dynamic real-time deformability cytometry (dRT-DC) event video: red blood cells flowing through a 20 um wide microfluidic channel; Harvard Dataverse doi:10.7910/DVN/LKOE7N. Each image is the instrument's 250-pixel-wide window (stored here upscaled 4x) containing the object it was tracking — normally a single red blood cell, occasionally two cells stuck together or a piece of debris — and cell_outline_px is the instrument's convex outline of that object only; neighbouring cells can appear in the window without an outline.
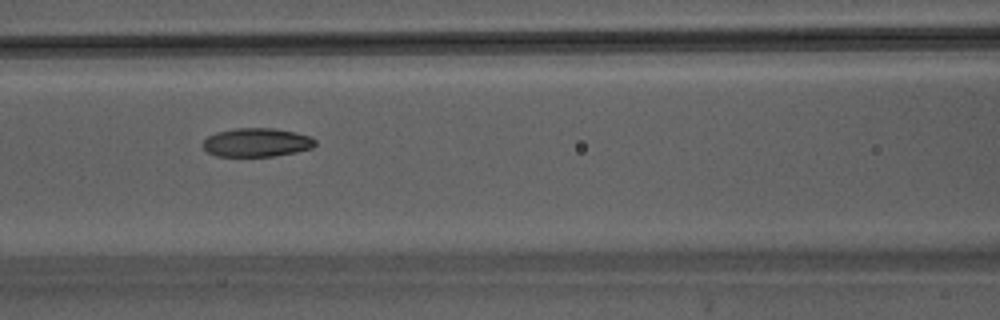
{"species": "Egyptian fruit bat (a non-hibernating species)", "species_latin": "Rousettus aegyptiacus", "temperature_condition": "warm", "stored_images_in_passage": 19, "camera_frame_rate_fps": 3000, "um_per_image_px": 0.085, "animal": {"sex": "male"}, "frame": {"image": 1, "passage_image": 8, "time_ms": 2.333, "image_size_px": [1000, 320], "cell_outline_px": [[316, 144], [312, 148], [296, 152], [272, 156], [216, 156], [208, 152], [204, 148], [204, 140], [208, 136], [216, 132], [236, 128], [272, 128], [312, 136], [316, 140]], "centroid_in_image_um": [21.83, 12.11], "position_along_channel_um": 144.8, "area_um2": 18.67}}
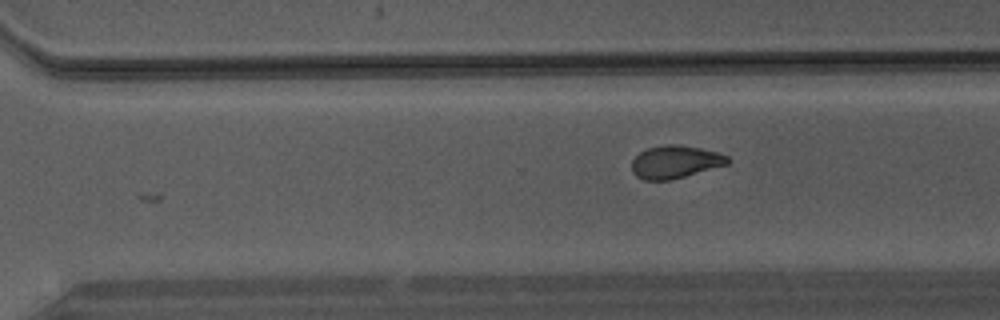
{"frame": {"image": 2, "passage_image": 19, "time_ms": 6.0, "image_size_px": [1000, 320], "cell_outline_px": [[732, 160], [728, 164], [684, 176], [668, 180], [644, 180], [636, 176], [632, 172], [632, 160], [640, 152], [648, 148], [668, 144], [676, 144], [700, 148], [716, 152], [728, 156]], "centroid_in_image_um": [57.39, 13.76], "position_along_channel_um": 313.2, "area_um2": 18.15}}